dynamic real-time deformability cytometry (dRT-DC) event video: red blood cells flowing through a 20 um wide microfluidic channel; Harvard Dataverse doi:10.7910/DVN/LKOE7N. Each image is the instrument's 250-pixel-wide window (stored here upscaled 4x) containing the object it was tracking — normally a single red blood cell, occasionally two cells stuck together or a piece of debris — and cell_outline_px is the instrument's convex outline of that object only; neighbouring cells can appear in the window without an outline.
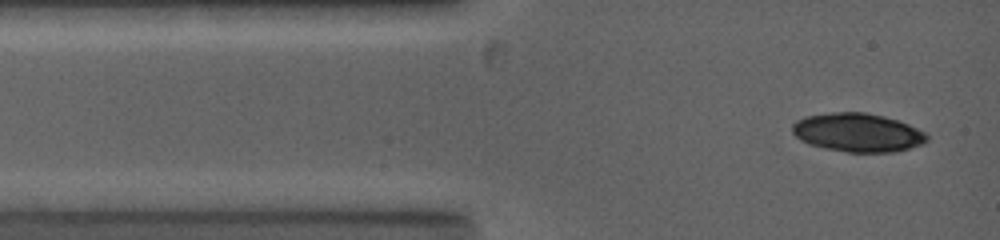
{"species": "common noctule bat (a hibernating species)", "species_latin": "Nyctalus noctula", "temperature_condition": "warm", "stored_images_in_passage": 4, "camera_frame_rate_fps": 5000, "um_per_image_px": 0.085, "animal": {"sex": "female", "body_mass_g": 19.0, "forearm_length_mm": 53.3}, "frame": {"image": 1, "passage_image": 1, "time_ms": 0.0, "image_size_px": [1000, 240], "cell_outline_px": [[928, 140], [924, 144], [892, 152], [848, 152], [824, 148], [808, 144], [800, 140], [792, 132], [792, 124], [796, 120], [804, 116], [832, 112], [864, 112], [884, 116], [908, 124], [924, 132], [928, 136]], "centroid_in_image_um": [72.87, 11.26], "position_along_channel_um": 12.1, "area_um2": 30.35}}